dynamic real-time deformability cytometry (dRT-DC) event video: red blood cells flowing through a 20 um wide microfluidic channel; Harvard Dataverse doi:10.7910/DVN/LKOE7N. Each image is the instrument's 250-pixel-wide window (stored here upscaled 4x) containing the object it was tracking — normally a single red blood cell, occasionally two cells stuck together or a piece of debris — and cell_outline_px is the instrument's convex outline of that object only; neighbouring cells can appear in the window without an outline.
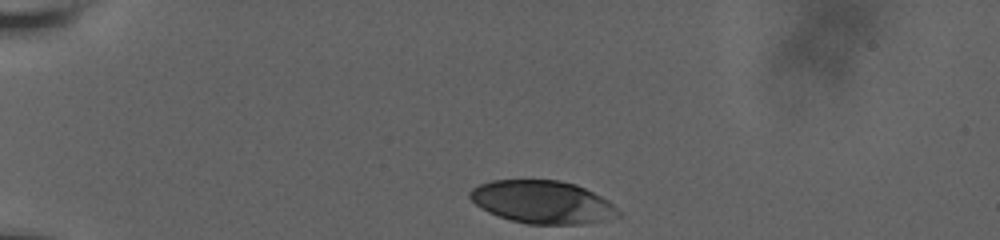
{"species": "human", "species_latin": "Homo sapiens", "temperature_condition": "room temperature", "stored_images_in_passage": 37, "camera_frame_rate_fps": 3000, "um_per_image_px": 0.085, "donor": {"sex": "male"}, "frame": {"image": 1, "passage_image": 1, "time_ms": 0.0, "image_size_px": [1000, 240], "cell_outline_px": [[620, 216], [608, 220], [584, 224], [528, 224], [512, 220], [488, 212], [476, 204], [468, 196], [468, 192], [472, 188], [480, 184], [492, 180], [560, 180], [576, 184], [608, 200], [620, 212]], "centroid_in_image_um": [46.12, 17.18], "position_along_channel_um": 38.9, "area_um2": 36.99}}
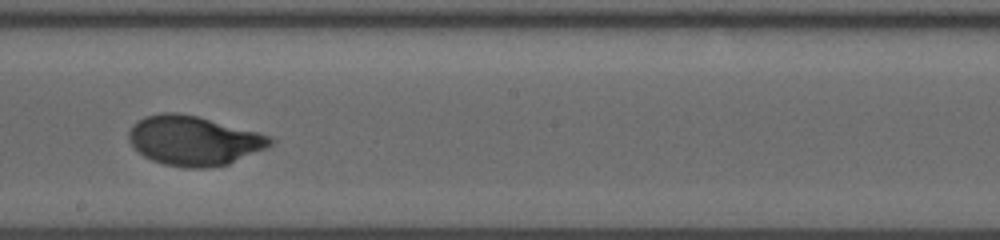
{"frame": {"image": 2, "passage_image": 22, "time_ms": 7.0, "image_size_px": [1000, 240], "cell_outline_px": [[276, 140], [272, 144], [264, 148], [228, 164], [208, 168], [184, 168], [164, 164], [152, 160], [144, 156], [132, 148], [128, 140], [128, 132], [132, 124], [136, 120], [144, 116], [160, 112], [176, 112], [196, 116], [272, 136]], "centroid_in_image_um": [16.4, 11.95], "position_along_channel_um": 231.8, "area_um2": 40.92}}
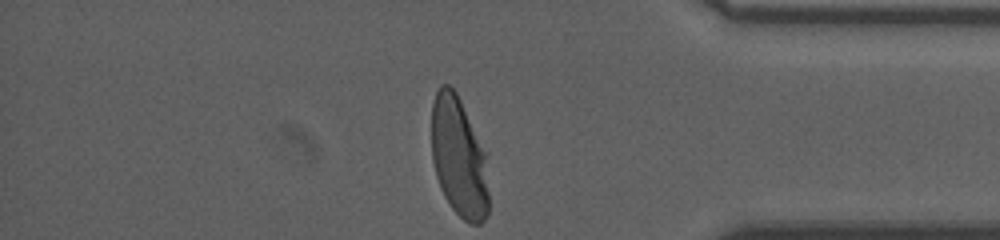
{"frame": {"image": 3, "passage_image": 37, "time_ms": 12.0, "image_size_px": [1000, 240], "cell_outline_px": [[488, 216], [480, 224], [472, 224], [464, 220], [452, 208], [444, 196], [440, 188], [436, 176], [432, 160], [432, 104], [436, 92], [440, 84], [448, 84], [456, 92], [460, 100], [484, 152], [488, 192]], "centroid_in_image_um": [38.97, 13.39], "position_along_channel_um": 396.2, "area_um2": 39.48}, "authors_computed_cell_mechanics": {"area_um2": 40.171, "velocity_mm_per_s": 3.6424, "shape_relaxation_time_tau1_ms": 3.3122, "shape_relaxation_time_tau2_ms": null, "deformation_change_tau1": 0.2049, "deformation_change_tau2": null}}